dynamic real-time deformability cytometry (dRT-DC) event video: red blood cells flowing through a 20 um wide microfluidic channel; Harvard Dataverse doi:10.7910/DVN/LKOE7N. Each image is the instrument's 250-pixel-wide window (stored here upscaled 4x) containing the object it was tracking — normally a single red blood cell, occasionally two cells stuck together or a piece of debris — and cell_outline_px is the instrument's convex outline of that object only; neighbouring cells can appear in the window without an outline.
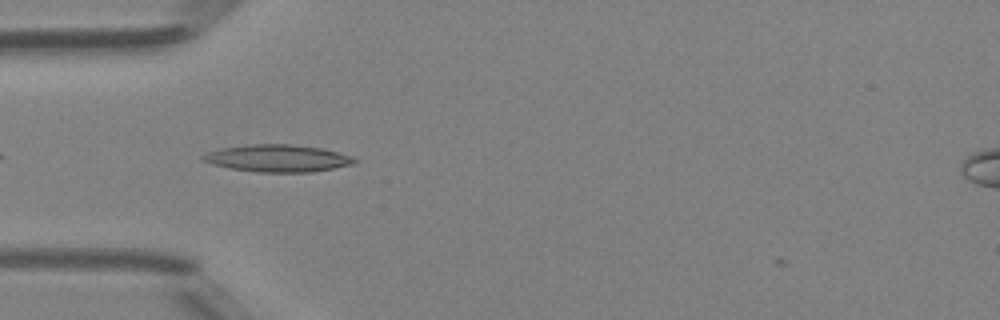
{"species": "Egyptian fruit bat (a non-hibernating species)", "species_latin": "Rousettus aegyptiacus", "temperature_condition": "room temperature", "stored_images_in_passage": 36, "camera_frame_rate_fps": 3000, "um_per_image_px": 0.085, "animal": {"sex": "female"}, "frame": {"image": 1, "passage_image": 3, "time_ms": 0.667, "image_size_px": [1000, 320], "cell_outline_px": [[356, 160], [352, 164], [312, 172], [260, 172], [228, 168], [212, 164], [200, 160], [200, 156], [208, 152], [220, 148], [252, 144], [292, 144], [320, 148], [336, 152], [348, 156]], "centroid_in_image_um": [23.5, 13.45], "position_along_channel_um": 61.5, "area_um2": 23.76}}
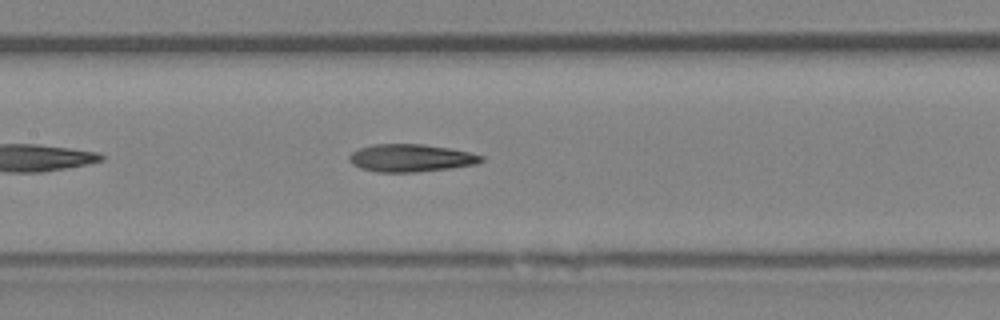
{"frame": {"image": 2, "passage_image": 11, "time_ms": 3.333, "image_size_px": [1000, 320], "cell_outline_px": [[484, 160], [476, 164], [452, 168], [416, 172], [376, 172], [360, 168], [352, 164], [348, 160], [348, 156], [352, 152], [360, 148], [372, 144], [424, 144], [448, 148], [468, 152], [484, 156]], "centroid_in_image_um": [34.9, 13.43], "position_along_channel_um": 172.5, "area_um2": 21.33}}
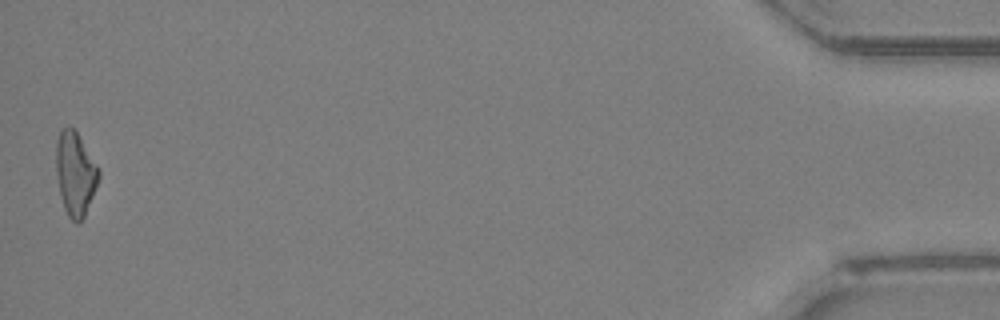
{"frame": {"image": 3, "passage_image": 36, "time_ms": 11.667, "image_size_px": [1000, 320], "cell_outline_px": [[100, 176], [84, 216], [80, 224], [76, 224], [68, 216], [64, 208], [60, 196], [56, 172], [56, 140], [60, 128], [68, 124], [76, 132], [100, 168]], "centroid_in_image_um": [6.38, 14.74], "position_along_channel_um": 428.8, "area_um2": 20.92}, "authors_computed_cell_mechanics": {"area_um2": 20.8658, "velocity_mm_per_s": 4.2455, "shape_relaxation_time_tau1_ms": 9.6013, "shape_relaxation_time_tau2_ms": 5.3719, "deformation_change_tau1": 0.2651, "deformation_change_tau2": 0.1827}}